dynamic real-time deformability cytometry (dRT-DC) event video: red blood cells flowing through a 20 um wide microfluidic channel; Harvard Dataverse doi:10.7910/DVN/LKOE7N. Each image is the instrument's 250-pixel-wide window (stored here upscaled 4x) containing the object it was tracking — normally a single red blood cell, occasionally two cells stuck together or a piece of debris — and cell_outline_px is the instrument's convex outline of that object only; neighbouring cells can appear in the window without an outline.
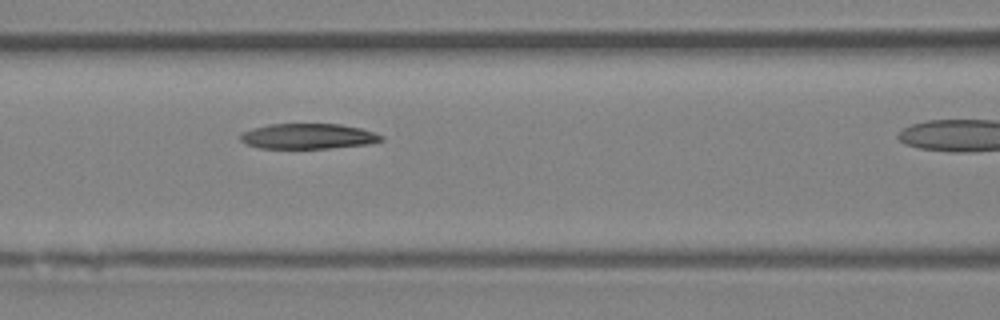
{"species": "Egyptian fruit bat (a non-hibernating species)", "species_latin": "Rousettus aegyptiacus", "temperature_condition": "room temperature", "stored_images_in_passage": 26, "camera_frame_rate_fps": 3000, "um_per_image_px": 0.085, "animal": {"sex": "female"}, "frame": {"image": 1, "passage_image": 8, "time_ms": 2.333, "image_size_px": [1000, 320], "cell_outline_px": [[384, 140], [368, 144], [328, 148], [260, 148], [244, 144], [240, 140], [240, 132], [252, 128], [268, 124], [340, 124], [360, 128], [384, 136]], "centroid_in_image_um": [26.14, 11.58], "position_along_channel_um": 140.5, "area_um2": 20.87}}
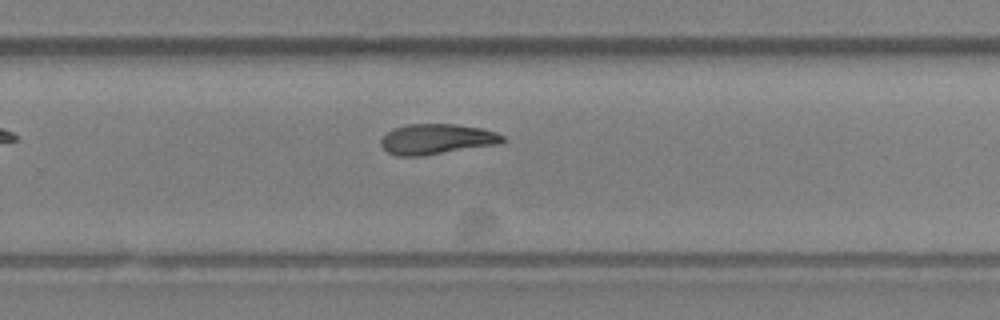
{"frame": {"image": 2, "passage_image": 19, "time_ms": 6.0, "image_size_px": [1000, 320], "cell_outline_px": [[504, 140], [500, 144], [424, 156], [396, 156], [388, 152], [380, 144], [380, 140], [392, 128], [408, 124], [456, 124], [480, 128], [496, 132], [504, 136]], "centroid_in_image_um": [37.12, 11.83], "position_along_channel_um": 292.7, "area_um2": 21.68}}